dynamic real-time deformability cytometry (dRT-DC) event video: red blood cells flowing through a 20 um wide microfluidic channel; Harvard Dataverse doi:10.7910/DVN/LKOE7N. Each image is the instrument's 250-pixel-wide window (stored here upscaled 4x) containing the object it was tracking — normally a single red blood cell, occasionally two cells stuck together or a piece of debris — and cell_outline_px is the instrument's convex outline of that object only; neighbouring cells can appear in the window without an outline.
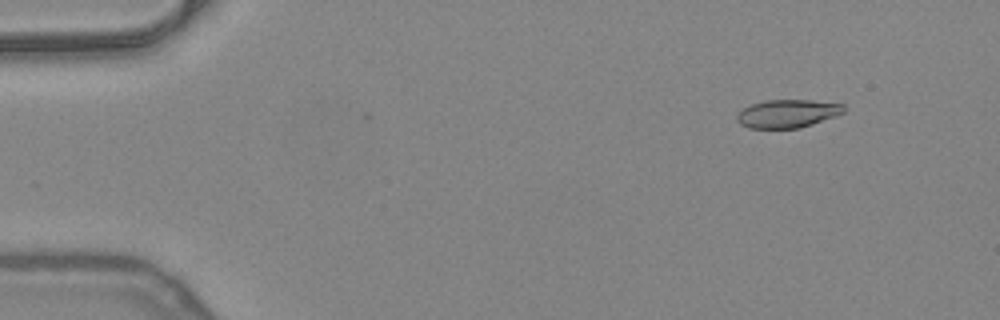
{"species": "common noctule bat (a hibernating species)", "species_latin": "Nyctalus noctula", "temperature_condition": "warm", "stored_images_in_passage": 52, "camera_frame_rate_fps": 3000, "um_per_image_px": 0.085, "animal": {"sex": "female", "body_mass_g": 24.6, "forearm_length_mm": 56.2}, "frame": {"image": 1, "passage_image": 6, "time_ms": 1.667, "image_size_px": [1000, 320], "cell_outline_px": [[844, 112], [836, 116], [800, 128], [748, 128], [740, 124], [736, 120], [736, 112], [752, 104], [764, 100], [812, 100], [844, 104]], "centroid_in_image_um": [66.91, 9.65], "position_along_channel_um": 18.1, "area_um2": 17.63}}
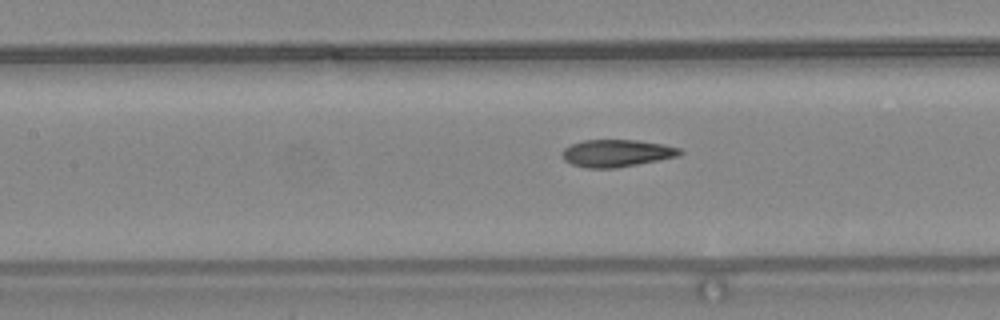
{"frame": {"image": 2, "passage_image": 24, "time_ms": 7.667, "image_size_px": [1000, 320], "cell_outline_px": [[684, 152], [680, 156], [616, 168], [584, 168], [572, 164], [564, 160], [560, 156], [560, 152], [564, 148], [572, 144], [584, 140], [636, 140], [664, 144], [680, 148]], "centroid_in_image_um": [52.4, 13.02], "position_along_channel_um": 155.0, "area_um2": 18.9}}
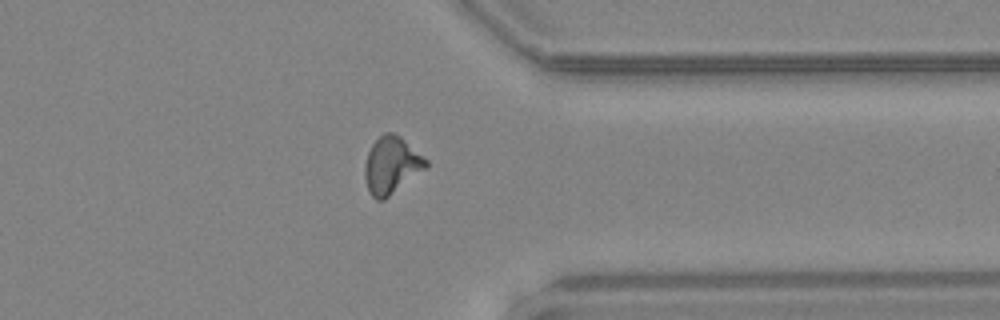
{"frame": {"image": 3, "passage_image": 41, "time_ms": 13.333, "image_size_px": [1000, 320], "cell_outline_px": [[428, 164], [424, 168], [384, 200], [376, 200], [368, 192], [364, 176], [364, 164], [368, 152], [372, 144], [384, 132], [392, 132], [400, 136], [428, 160]], "centroid_in_image_um": [33.23, 14.04], "position_along_channel_um": 378.2, "area_um2": 20.06}, "authors_computed_cell_mechanics": {"area_um2": 18.9584, "velocity_mm_per_s": 4.0435, "shape_relaxation_time_tau1_ms": 7.7285, "shape_relaxation_time_tau2_ms": 2.022, "deformation_change_tau1": 0.2451, "deformation_change_tau2": 0.1018}}